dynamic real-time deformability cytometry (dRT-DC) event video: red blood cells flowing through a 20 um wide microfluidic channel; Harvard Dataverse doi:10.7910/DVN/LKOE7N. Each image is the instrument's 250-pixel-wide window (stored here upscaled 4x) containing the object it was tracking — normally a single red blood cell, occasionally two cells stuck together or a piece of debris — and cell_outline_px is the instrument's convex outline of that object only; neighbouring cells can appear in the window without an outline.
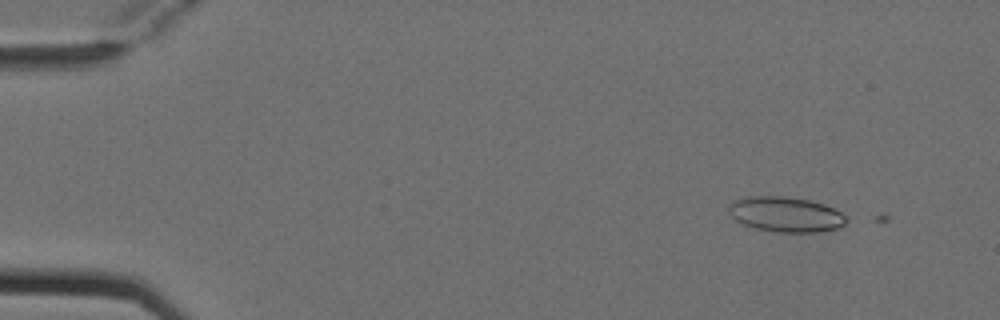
{"species": "Egyptian fruit bat (a non-hibernating species)", "species_latin": "Rousettus aegyptiacus", "temperature_condition": "cold", "stored_images_in_passage": 5, "camera_frame_rate_fps": 3000, "um_per_image_px": 0.085, "animal": {"sex": "female"}, "frame": {"image": 1, "passage_image": 2, "time_ms": 0.333, "image_size_px": [1000, 320], "cell_outline_px": [[848, 220], [844, 224], [836, 228], [816, 232], [772, 232], [756, 228], [744, 224], [736, 220], [728, 212], [728, 204], [732, 200], [748, 196], [780, 196], [808, 200], [824, 204], [840, 212]], "centroid_in_image_um": [66.73, 18.21], "position_along_channel_um": 18.3, "area_um2": 23.99}}